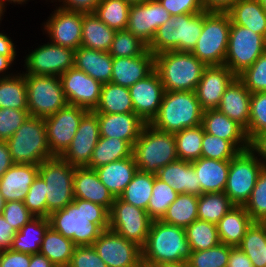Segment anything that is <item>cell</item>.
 <instances>
[{
	"mask_svg": "<svg viewBox=\"0 0 266 267\" xmlns=\"http://www.w3.org/2000/svg\"><path fill=\"white\" fill-rule=\"evenodd\" d=\"M50 227L76 246L93 245L109 229V211L102 205L74 198L65 208L51 213Z\"/></svg>",
	"mask_w": 266,
	"mask_h": 267,
	"instance_id": "1",
	"label": "cell"
},
{
	"mask_svg": "<svg viewBox=\"0 0 266 267\" xmlns=\"http://www.w3.org/2000/svg\"><path fill=\"white\" fill-rule=\"evenodd\" d=\"M142 250L143 267L168 262H187L192 250L185 228L152 220Z\"/></svg>",
	"mask_w": 266,
	"mask_h": 267,
	"instance_id": "2",
	"label": "cell"
},
{
	"mask_svg": "<svg viewBox=\"0 0 266 267\" xmlns=\"http://www.w3.org/2000/svg\"><path fill=\"white\" fill-rule=\"evenodd\" d=\"M203 112L195 91H165L159 111L149 125L175 133L202 124Z\"/></svg>",
	"mask_w": 266,
	"mask_h": 267,
	"instance_id": "3",
	"label": "cell"
},
{
	"mask_svg": "<svg viewBox=\"0 0 266 267\" xmlns=\"http://www.w3.org/2000/svg\"><path fill=\"white\" fill-rule=\"evenodd\" d=\"M205 67L191 52L166 51L154 55V69L165 91H195Z\"/></svg>",
	"mask_w": 266,
	"mask_h": 267,
	"instance_id": "4",
	"label": "cell"
},
{
	"mask_svg": "<svg viewBox=\"0 0 266 267\" xmlns=\"http://www.w3.org/2000/svg\"><path fill=\"white\" fill-rule=\"evenodd\" d=\"M204 25V11L170 16L148 46L154 55L166 51L192 52Z\"/></svg>",
	"mask_w": 266,
	"mask_h": 267,
	"instance_id": "5",
	"label": "cell"
},
{
	"mask_svg": "<svg viewBox=\"0 0 266 267\" xmlns=\"http://www.w3.org/2000/svg\"><path fill=\"white\" fill-rule=\"evenodd\" d=\"M132 154L138 170L156 175L159 169L178 160L174 133L146 124L134 143Z\"/></svg>",
	"mask_w": 266,
	"mask_h": 267,
	"instance_id": "6",
	"label": "cell"
},
{
	"mask_svg": "<svg viewBox=\"0 0 266 267\" xmlns=\"http://www.w3.org/2000/svg\"><path fill=\"white\" fill-rule=\"evenodd\" d=\"M7 143L14 163L39 165L53 157L44 118L29 116Z\"/></svg>",
	"mask_w": 266,
	"mask_h": 267,
	"instance_id": "7",
	"label": "cell"
},
{
	"mask_svg": "<svg viewBox=\"0 0 266 267\" xmlns=\"http://www.w3.org/2000/svg\"><path fill=\"white\" fill-rule=\"evenodd\" d=\"M231 19L227 12L205 11L204 25L191 52L206 66L224 65Z\"/></svg>",
	"mask_w": 266,
	"mask_h": 267,
	"instance_id": "8",
	"label": "cell"
},
{
	"mask_svg": "<svg viewBox=\"0 0 266 267\" xmlns=\"http://www.w3.org/2000/svg\"><path fill=\"white\" fill-rule=\"evenodd\" d=\"M75 167L61 157H52L39 164V175L45 181L47 218L74 200Z\"/></svg>",
	"mask_w": 266,
	"mask_h": 267,
	"instance_id": "9",
	"label": "cell"
},
{
	"mask_svg": "<svg viewBox=\"0 0 266 267\" xmlns=\"http://www.w3.org/2000/svg\"><path fill=\"white\" fill-rule=\"evenodd\" d=\"M28 112L46 118L68 103L58 76L25 75Z\"/></svg>",
	"mask_w": 266,
	"mask_h": 267,
	"instance_id": "10",
	"label": "cell"
},
{
	"mask_svg": "<svg viewBox=\"0 0 266 267\" xmlns=\"http://www.w3.org/2000/svg\"><path fill=\"white\" fill-rule=\"evenodd\" d=\"M263 164L250 149L239 152L230 160L224 193L236 206H244L255 187Z\"/></svg>",
	"mask_w": 266,
	"mask_h": 267,
	"instance_id": "11",
	"label": "cell"
},
{
	"mask_svg": "<svg viewBox=\"0 0 266 267\" xmlns=\"http://www.w3.org/2000/svg\"><path fill=\"white\" fill-rule=\"evenodd\" d=\"M266 51V38L246 27L231 24L224 60L236 76L250 67Z\"/></svg>",
	"mask_w": 266,
	"mask_h": 267,
	"instance_id": "12",
	"label": "cell"
},
{
	"mask_svg": "<svg viewBox=\"0 0 266 267\" xmlns=\"http://www.w3.org/2000/svg\"><path fill=\"white\" fill-rule=\"evenodd\" d=\"M151 223L152 219L146 210L137 208L119 197L114 199L109 211V229L142 248Z\"/></svg>",
	"mask_w": 266,
	"mask_h": 267,
	"instance_id": "13",
	"label": "cell"
},
{
	"mask_svg": "<svg viewBox=\"0 0 266 267\" xmlns=\"http://www.w3.org/2000/svg\"><path fill=\"white\" fill-rule=\"evenodd\" d=\"M88 110L67 104L44 118L49 150L53 157H61L73 140L80 121Z\"/></svg>",
	"mask_w": 266,
	"mask_h": 267,
	"instance_id": "14",
	"label": "cell"
},
{
	"mask_svg": "<svg viewBox=\"0 0 266 267\" xmlns=\"http://www.w3.org/2000/svg\"><path fill=\"white\" fill-rule=\"evenodd\" d=\"M24 75L60 76L74 67L75 50L47 42L29 52Z\"/></svg>",
	"mask_w": 266,
	"mask_h": 267,
	"instance_id": "15",
	"label": "cell"
},
{
	"mask_svg": "<svg viewBox=\"0 0 266 267\" xmlns=\"http://www.w3.org/2000/svg\"><path fill=\"white\" fill-rule=\"evenodd\" d=\"M92 246L108 267H143L141 247L111 229L103 230Z\"/></svg>",
	"mask_w": 266,
	"mask_h": 267,
	"instance_id": "16",
	"label": "cell"
},
{
	"mask_svg": "<svg viewBox=\"0 0 266 267\" xmlns=\"http://www.w3.org/2000/svg\"><path fill=\"white\" fill-rule=\"evenodd\" d=\"M99 138L98 116L94 111H88L81 119L71 144L61 158L75 168L88 167Z\"/></svg>",
	"mask_w": 266,
	"mask_h": 267,
	"instance_id": "17",
	"label": "cell"
},
{
	"mask_svg": "<svg viewBox=\"0 0 266 267\" xmlns=\"http://www.w3.org/2000/svg\"><path fill=\"white\" fill-rule=\"evenodd\" d=\"M170 16L158 0L131 4L126 29L149 46L157 29L165 24Z\"/></svg>",
	"mask_w": 266,
	"mask_h": 267,
	"instance_id": "18",
	"label": "cell"
},
{
	"mask_svg": "<svg viewBox=\"0 0 266 267\" xmlns=\"http://www.w3.org/2000/svg\"><path fill=\"white\" fill-rule=\"evenodd\" d=\"M67 103L94 111L99 104L102 84L75 67L59 76Z\"/></svg>",
	"mask_w": 266,
	"mask_h": 267,
	"instance_id": "19",
	"label": "cell"
},
{
	"mask_svg": "<svg viewBox=\"0 0 266 267\" xmlns=\"http://www.w3.org/2000/svg\"><path fill=\"white\" fill-rule=\"evenodd\" d=\"M44 30L50 37L51 43L76 50L81 46L83 13L68 11L62 8L50 14Z\"/></svg>",
	"mask_w": 266,
	"mask_h": 267,
	"instance_id": "20",
	"label": "cell"
},
{
	"mask_svg": "<svg viewBox=\"0 0 266 267\" xmlns=\"http://www.w3.org/2000/svg\"><path fill=\"white\" fill-rule=\"evenodd\" d=\"M134 113L149 124L157 115L165 93L160 76L154 69L144 79L129 87Z\"/></svg>",
	"mask_w": 266,
	"mask_h": 267,
	"instance_id": "21",
	"label": "cell"
},
{
	"mask_svg": "<svg viewBox=\"0 0 266 267\" xmlns=\"http://www.w3.org/2000/svg\"><path fill=\"white\" fill-rule=\"evenodd\" d=\"M236 75L226 65L206 66L195 93L202 109H217L227 86Z\"/></svg>",
	"mask_w": 266,
	"mask_h": 267,
	"instance_id": "22",
	"label": "cell"
},
{
	"mask_svg": "<svg viewBox=\"0 0 266 267\" xmlns=\"http://www.w3.org/2000/svg\"><path fill=\"white\" fill-rule=\"evenodd\" d=\"M99 120L100 137L125 140L132 148L145 123L135 113H96Z\"/></svg>",
	"mask_w": 266,
	"mask_h": 267,
	"instance_id": "23",
	"label": "cell"
},
{
	"mask_svg": "<svg viewBox=\"0 0 266 267\" xmlns=\"http://www.w3.org/2000/svg\"><path fill=\"white\" fill-rule=\"evenodd\" d=\"M202 126L205 132L230 141L240 152L250 148L245 128L218 109L203 112Z\"/></svg>",
	"mask_w": 266,
	"mask_h": 267,
	"instance_id": "24",
	"label": "cell"
},
{
	"mask_svg": "<svg viewBox=\"0 0 266 267\" xmlns=\"http://www.w3.org/2000/svg\"><path fill=\"white\" fill-rule=\"evenodd\" d=\"M154 70V54L147 50L137 57H113L111 83L131 87Z\"/></svg>",
	"mask_w": 266,
	"mask_h": 267,
	"instance_id": "25",
	"label": "cell"
},
{
	"mask_svg": "<svg viewBox=\"0 0 266 267\" xmlns=\"http://www.w3.org/2000/svg\"><path fill=\"white\" fill-rule=\"evenodd\" d=\"M38 174L39 165L14 163L0 179V193L5 201L24 202Z\"/></svg>",
	"mask_w": 266,
	"mask_h": 267,
	"instance_id": "26",
	"label": "cell"
},
{
	"mask_svg": "<svg viewBox=\"0 0 266 267\" xmlns=\"http://www.w3.org/2000/svg\"><path fill=\"white\" fill-rule=\"evenodd\" d=\"M74 198L90 201L111 210L113 195L100 181L95 169L75 168L73 181Z\"/></svg>",
	"mask_w": 266,
	"mask_h": 267,
	"instance_id": "27",
	"label": "cell"
},
{
	"mask_svg": "<svg viewBox=\"0 0 266 267\" xmlns=\"http://www.w3.org/2000/svg\"><path fill=\"white\" fill-rule=\"evenodd\" d=\"M251 92L236 76L227 86L218 110L245 129L249 124Z\"/></svg>",
	"mask_w": 266,
	"mask_h": 267,
	"instance_id": "28",
	"label": "cell"
},
{
	"mask_svg": "<svg viewBox=\"0 0 266 267\" xmlns=\"http://www.w3.org/2000/svg\"><path fill=\"white\" fill-rule=\"evenodd\" d=\"M156 177L173 187L178 194L187 193L197 196L202 194L191 162L178 159L159 169Z\"/></svg>",
	"mask_w": 266,
	"mask_h": 267,
	"instance_id": "29",
	"label": "cell"
},
{
	"mask_svg": "<svg viewBox=\"0 0 266 267\" xmlns=\"http://www.w3.org/2000/svg\"><path fill=\"white\" fill-rule=\"evenodd\" d=\"M203 193L224 192L230 160L200 157L191 162Z\"/></svg>",
	"mask_w": 266,
	"mask_h": 267,
	"instance_id": "30",
	"label": "cell"
},
{
	"mask_svg": "<svg viewBox=\"0 0 266 267\" xmlns=\"http://www.w3.org/2000/svg\"><path fill=\"white\" fill-rule=\"evenodd\" d=\"M138 168L133 154L107 165L95 168L100 181L107 187L114 198L119 197L132 181Z\"/></svg>",
	"mask_w": 266,
	"mask_h": 267,
	"instance_id": "31",
	"label": "cell"
},
{
	"mask_svg": "<svg viewBox=\"0 0 266 267\" xmlns=\"http://www.w3.org/2000/svg\"><path fill=\"white\" fill-rule=\"evenodd\" d=\"M113 57L108 52L87 49L75 50L74 67L101 84L111 82Z\"/></svg>",
	"mask_w": 266,
	"mask_h": 267,
	"instance_id": "32",
	"label": "cell"
},
{
	"mask_svg": "<svg viewBox=\"0 0 266 267\" xmlns=\"http://www.w3.org/2000/svg\"><path fill=\"white\" fill-rule=\"evenodd\" d=\"M253 222L244 206H233L217 223L220 242L238 247Z\"/></svg>",
	"mask_w": 266,
	"mask_h": 267,
	"instance_id": "33",
	"label": "cell"
},
{
	"mask_svg": "<svg viewBox=\"0 0 266 267\" xmlns=\"http://www.w3.org/2000/svg\"><path fill=\"white\" fill-rule=\"evenodd\" d=\"M226 12L231 24L246 27L266 38V11L259 0H236Z\"/></svg>",
	"mask_w": 266,
	"mask_h": 267,
	"instance_id": "34",
	"label": "cell"
},
{
	"mask_svg": "<svg viewBox=\"0 0 266 267\" xmlns=\"http://www.w3.org/2000/svg\"><path fill=\"white\" fill-rule=\"evenodd\" d=\"M116 30L109 28L94 13H83L81 46L108 52Z\"/></svg>",
	"mask_w": 266,
	"mask_h": 267,
	"instance_id": "35",
	"label": "cell"
},
{
	"mask_svg": "<svg viewBox=\"0 0 266 267\" xmlns=\"http://www.w3.org/2000/svg\"><path fill=\"white\" fill-rule=\"evenodd\" d=\"M49 226L50 222L48 218H32L16 232L10 249L31 255L39 253L44 234Z\"/></svg>",
	"mask_w": 266,
	"mask_h": 267,
	"instance_id": "36",
	"label": "cell"
},
{
	"mask_svg": "<svg viewBox=\"0 0 266 267\" xmlns=\"http://www.w3.org/2000/svg\"><path fill=\"white\" fill-rule=\"evenodd\" d=\"M76 245L52 227H48L40 246V254L45 255L56 267H68Z\"/></svg>",
	"mask_w": 266,
	"mask_h": 267,
	"instance_id": "37",
	"label": "cell"
},
{
	"mask_svg": "<svg viewBox=\"0 0 266 267\" xmlns=\"http://www.w3.org/2000/svg\"><path fill=\"white\" fill-rule=\"evenodd\" d=\"M95 113H134L129 88L113 84H102L100 100Z\"/></svg>",
	"mask_w": 266,
	"mask_h": 267,
	"instance_id": "38",
	"label": "cell"
},
{
	"mask_svg": "<svg viewBox=\"0 0 266 267\" xmlns=\"http://www.w3.org/2000/svg\"><path fill=\"white\" fill-rule=\"evenodd\" d=\"M132 150L133 148L125 140L100 137L87 168L95 169L116 160L130 157Z\"/></svg>",
	"mask_w": 266,
	"mask_h": 267,
	"instance_id": "39",
	"label": "cell"
},
{
	"mask_svg": "<svg viewBox=\"0 0 266 267\" xmlns=\"http://www.w3.org/2000/svg\"><path fill=\"white\" fill-rule=\"evenodd\" d=\"M198 196L178 194L176 200L168 207L161 221L167 224L186 228L198 219Z\"/></svg>",
	"mask_w": 266,
	"mask_h": 267,
	"instance_id": "40",
	"label": "cell"
},
{
	"mask_svg": "<svg viewBox=\"0 0 266 267\" xmlns=\"http://www.w3.org/2000/svg\"><path fill=\"white\" fill-rule=\"evenodd\" d=\"M238 247L254 267H266V222H253Z\"/></svg>",
	"mask_w": 266,
	"mask_h": 267,
	"instance_id": "41",
	"label": "cell"
},
{
	"mask_svg": "<svg viewBox=\"0 0 266 267\" xmlns=\"http://www.w3.org/2000/svg\"><path fill=\"white\" fill-rule=\"evenodd\" d=\"M0 108L28 110L25 75L0 78Z\"/></svg>",
	"mask_w": 266,
	"mask_h": 267,
	"instance_id": "42",
	"label": "cell"
},
{
	"mask_svg": "<svg viewBox=\"0 0 266 267\" xmlns=\"http://www.w3.org/2000/svg\"><path fill=\"white\" fill-rule=\"evenodd\" d=\"M155 175L140 170L134 174L119 198L137 208L147 210L152 197Z\"/></svg>",
	"mask_w": 266,
	"mask_h": 267,
	"instance_id": "43",
	"label": "cell"
},
{
	"mask_svg": "<svg viewBox=\"0 0 266 267\" xmlns=\"http://www.w3.org/2000/svg\"><path fill=\"white\" fill-rule=\"evenodd\" d=\"M233 206L224 192L203 193L198 196V219L217 224Z\"/></svg>",
	"mask_w": 266,
	"mask_h": 267,
	"instance_id": "44",
	"label": "cell"
},
{
	"mask_svg": "<svg viewBox=\"0 0 266 267\" xmlns=\"http://www.w3.org/2000/svg\"><path fill=\"white\" fill-rule=\"evenodd\" d=\"M185 231L192 251L207 250L221 243L217 224L197 219Z\"/></svg>",
	"mask_w": 266,
	"mask_h": 267,
	"instance_id": "45",
	"label": "cell"
},
{
	"mask_svg": "<svg viewBox=\"0 0 266 267\" xmlns=\"http://www.w3.org/2000/svg\"><path fill=\"white\" fill-rule=\"evenodd\" d=\"M174 137L179 160L193 162L201 157L203 139L202 124L175 132Z\"/></svg>",
	"mask_w": 266,
	"mask_h": 267,
	"instance_id": "46",
	"label": "cell"
},
{
	"mask_svg": "<svg viewBox=\"0 0 266 267\" xmlns=\"http://www.w3.org/2000/svg\"><path fill=\"white\" fill-rule=\"evenodd\" d=\"M130 5L125 0H101L94 14L109 28L123 30L128 24Z\"/></svg>",
	"mask_w": 266,
	"mask_h": 267,
	"instance_id": "47",
	"label": "cell"
},
{
	"mask_svg": "<svg viewBox=\"0 0 266 267\" xmlns=\"http://www.w3.org/2000/svg\"><path fill=\"white\" fill-rule=\"evenodd\" d=\"M178 193L166 182L161 181L155 175L152 197L149 200L147 212L152 220H161L168 207L176 200Z\"/></svg>",
	"mask_w": 266,
	"mask_h": 267,
	"instance_id": "48",
	"label": "cell"
},
{
	"mask_svg": "<svg viewBox=\"0 0 266 267\" xmlns=\"http://www.w3.org/2000/svg\"><path fill=\"white\" fill-rule=\"evenodd\" d=\"M148 46L127 29L117 30L108 53L112 57H137L143 55Z\"/></svg>",
	"mask_w": 266,
	"mask_h": 267,
	"instance_id": "49",
	"label": "cell"
},
{
	"mask_svg": "<svg viewBox=\"0 0 266 267\" xmlns=\"http://www.w3.org/2000/svg\"><path fill=\"white\" fill-rule=\"evenodd\" d=\"M231 246L220 243L207 250L192 251L188 267H226Z\"/></svg>",
	"mask_w": 266,
	"mask_h": 267,
	"instance_id": "50",
	"label": "cell"
},
{
	"mask_svg": "<svg viewBox=\"0 0 266 267\" xmlns=\"http://www.w3.org/2000/svg\"><path fill=\"white\" fill-rule=\"evenodd\" d=\"M245 210L254 222H266V168L259 172Z\"/></svg>",
	"mask_w": 266,
	"mask_h": 267,
	"instance_id": "51",
	"label": "cell"
},
{
	"mask_svg": "<svg viewBox=\"0 0 266 267\" xmlns=\"http://www.w3.org/2000/svg\"><path fill=\"white\" fill-rule=\"evenodd\" d=\"M240 151L228 140L211 135L204 131L201 157L216 160H231Z\"/></svg>",
	"mask_w": 266,
	"mask_h": 267,
	"instance_id": "52",
	"label": "cell"
},
{
	"mask_svg": "<svg viewBox=\"0 0 266 267\" xmlns=\"http://www.w3.org/2000/svg\"><path fill=\"white\" fill-rule=\"evenodd\" d=\"M245 130L249 141L266 131V92L251 93L249 124Z\"/></svg>",
	"mask_w": 266,
	"mask_h": 267,
	"instance_id": "53",
	"label": "cell"
},
{
	"mask_svg": "<svg viewBox=\"0 0 266 267\" xmlns=\"http://www.w3.org/2000/svg\"><path fill=\"white\" fill-rule=\"evenodd\" d=\"M237 77L251 93L266 92V51Z\"/></svg>",
	"mask_w": 266,
	"mask_h": 267,
	"instance_id": "54",
	"label": "cell"
},
{
	"mask_svg": "<svg viewBox=\"0 0 266 267\" xmlns=\"http://www.w3.org/2000/svg\"><path fill=\"white\" fill-rule=\"evenodd\" d=\"M24 204L35 217L47 218L45 181L39 174L31 184Z\"/></svg>",
	"mask_w": 266,
	"mask_h": 267,
	"instance_id": "55",
	"label": "cell"
},
{
	"mask_svg": "<svg viewBox=\"0 0 266 267\" xmlns=\"http://www.w3.org/2000/svg\"><path fill=\"white\" fill-rule=\"evenodd\" d=\"M29 116L28 110L0 108V140L7 141Z\"/></svg>",
	"mask_w": 266,
	"mask_h": 267,
	"instance_id": "56",
	"label": "cell"
},
{
	"mask_svg": "<svg viewBox=\"0 0 266 267\" xmlns=\"http://www.w3.org/2000/svg\"><path fill=\"white\" fill-rule=\"evenodd\" d=\"M2 215L16 232L35 217L22 201L6 202Z\"/></svg>",
	"mask_w": 266,
	"mask_h": 267,
	"instance_id": "57",
	"label": "cell"
},
{
	"mask_svg": "<svg viewBox=\"0 0 266 267\" xmlns=\"http://www.w3.org/2000/svg\"><path fill=\"white\" fill-rule=\"evenodd\" d=\"M68 267H108L92 245L76 246Z\"/></svg>",
	"mask_w": 266,
	"mask_h": 267,
	"instance_id": "58",
	"label": "cell"
},
{
	"mask_svg": "<svg viewBox=\"0 0 266 267\" xmlns=\"http://www.w3.org/2000/svg\"><path fill=\"white\" fill-rule=\"evenodd\" d=\"M171 16L204 11L200 0H158Z\"/></svg>",
	"mask_w": 266,
	"mask_h": 267,
	"instance_id": "59",
	"label": "cell"
},
{
	"mask_svg": "<svg viewBox=\"0 0 266 267\" xmlns=\"http://www.w3.org/2000/svg\"><path fill=\"white\" fill-rule=\"evenodd\" d=\"M31 254L11 249L0 251V267H29Z\"/></svg>",
	"mask_w": 266,
	"mask_h": 267,
	"instance_id": "60",
	"label": "cell"
},
{
	"mask_svg": "<svg viewBox=\"0 0 266 267\" xmlns=\"http://www.w3.org/2000/svg\"><path fill=\"white\" fill-rule=\"evenodd\" d=\"M55 1V0H54ZM57 1V0H56ZM62 5L59 8L68 11L94 13L101 0H58ZM53 2V0L51 1Z\"/></svg>",
	"mask_w": 266,
	"mask_h": 267,
	"instance_id": "61",
	"label": "cell"
},
{
	"mask_svg": "<svg viewBox=\"0 0 266 267\" xmlns=\"http://www.w3.org/2000/svg\"><path fill=\"white\" fill-rule=\"evenodd\" d=\"M15 234V229L0 215V251L11 248Z\"/></svg>",
	"mask_w": 266,
	"mask_h": 267,
	"instance_id": "62",
	"label": "cell"
},
{
	"mask_svg": "<svg viewBox=\"0 0 266 267\" xmlns=\"http://www.w3.org/2000/svg\"><path fill=\"white\" fill-rule=\"evenodd\" d=\"M226 267H254V266L252 264V261L239 247H231Z\"/></svg>",
	"mask_w": 266,
	"mask_h": 267,
	"instance_id": "63",
	"label": "cell"
},
{
	"mask_svg": "<svg viewBox=\"0 0 266 267\" xmlns=\"http://www.w3.org/2000/svg\"><path fill=\"white\" fill-rule=\"evenodd\" d=\"M249 149L254 154H256L257 157H259L258 159L261 161L263 166L266 168V131L256 135L250 141V148Z\"/></svg>",
	"mask_w": 266,
	"mask_h": 267,
	"instance_id": "64",
	"label": "cell"
},
{
	"mask_svg": "<svg viewBox=\"0 0 266 267\" xmlns=\"http://www.w3.org/2000/svg\"><path fill=\"white\" fill-rule=\"evenodd\" d=\"M13 164L7 141L0 140V179Z\"/></svg>",
	"mask_w": 266,
	"mask_h": 267,
	"instance_id": "65",
	"label": "cell"
},
{
	"mask_svg": "<svg viewBox=\"0 0 266 267\" xmlns=\"http://www.w3.org/2000/svg\"><path fill=\"white\" fill-rule=\"evenodd\" d=\"M205 11L226 12L236 0H200Z\"/></svg>",
	"mask_w": 266,
	"mask_h": 267,
	"instance_id": "66",
	"label": "cell"
},
{
	"mask_svg": "<svg viewBox=\"0 0 266 267\" xmlns=\"http://www.w3.org/2000/svg\"><path fill=\"white\" fill-rule=\"evenodd\" d=\"M15 45L11 38L0 32V54L8 56L13 62L16 58Z\"/></svg>",
	"mask_w": 266,
	"mask_h": 267,
	"instance_id": "67",
	"label": "cell"
},
{
	"mask_svg": "<svg viewBox=\"0 0 266 267\" xmlns=\"http://www.w3.org/2000/svg\"><path fill=\"white\" fill-rule=\"evenodd\" d=\"M29 267H56L45 255L35 253L31 255Z\"/></svg>",
	"mask_w": 266,
	"mask_h": 267,
	"instance_id": "68",
	"label": "cell"
},
{
	"mask_svg": "<svg viewBox=\"0 0 266 267\" xmlns=\"http://www.w3.org/2000/svg\"><path fill=\"white\" fill-rule=\"evenodd\" d=\"M12 63H13V61L8 56L0 54V74L1 73L3 74V75L2 74L0 75V78H6V77H10V76L14 75L13 73L10 74V72L8 74V71H7V69L9 70L11 68ZM6 73H7V75H6Z\"/></svg>",
	"mask_w": 266,
	"mask_h": 267,
	"instance_id": "69",
	"label": "cell"
},
{
	"mask_svg": "<svg viewBox=\"0 0 266 267\" xmlns=\"http://www.w3.org/2000/svg\"><path fill=\"white\" fill-rule=\"evenodd\" d=\"M152 267H188L187 262H168L155 264Z\"/></svg>",
	"mask_w": 266,
	"mask_h": 267,
	"instance_id": "70",
	"label": "cell"
},
{
	"mask_svg": "<svg viewBox=\"0 0 266 267\" xmlns=\"http://www.w3.org/2000/svg\"><path fill=\"white\" fill-rule=\"evenodd\" d=\"M9 2V3H14V4H21L22 5V3L24 4V2L26 3L27 2V0H0V5H2L4 8H6L5 6H6V4Z\"/></svg>",
	"mask_w": 266,
	"mask_h": 267,
	"instance_id": "71",
	"label": "cell"
},
{
	"mask_svg": "<svg viewBox=\"0 0 266 267\" xmlns=\"http://www.w3.org/2000/svg\"><path fill=\"white\" fill-rule=\"evenodd\" d=\"M5 199L3 198L2 194L0 193V215L3 213V209L5 207Z\"/></svg>",
	"mask_w": 266,
	"mask_h": 267,
	"instance_id": "72",
	"label": "cell"
},
{
	"mask_svg": "<svg viewBox=\"0 0 266 267\" xmlns=\"http://www.w3.org/2000/svg\"><path fill=\"white\" fill-rule=\"evenodd\" d=\"M125 1L129 2L130 4H137V3H144L149 0H125Z\"/></svg>",
	"mask_w": 266,
	"mask_h": 267,
	"instance_id": "73",
	"label": "cell"
},
{
	"mask_svg": "<svg viewBox=\"0 0 266 267\" xmlns=\"http://www.w3.org/2000/svg\"><path fill=\"white\" fill-rule=\"evenodd\" d=\"M5 12V8L0 5V20L2 21L1 17L4 15L3 13Z\"/></svg>",
	"mask_w": 266,
	"mask_h": 267,
	"instance_id": "74",
	"label": "cell"
},
{
	"mask_svg": "<svg viewBox=\"0 0 266 267\" xmlns=\"http://www.w3.org/2000/svg\"><path fill=\"white\" fill-rule=\"evenodd\" d=\"M261 3V6L263 7V9L266 11V0H259Z\"/></svg>",
	"mask_w": 266,
	"mask_h": 267,
	"instance_id": "75",
	"label": "cell"
}]
</instances>
